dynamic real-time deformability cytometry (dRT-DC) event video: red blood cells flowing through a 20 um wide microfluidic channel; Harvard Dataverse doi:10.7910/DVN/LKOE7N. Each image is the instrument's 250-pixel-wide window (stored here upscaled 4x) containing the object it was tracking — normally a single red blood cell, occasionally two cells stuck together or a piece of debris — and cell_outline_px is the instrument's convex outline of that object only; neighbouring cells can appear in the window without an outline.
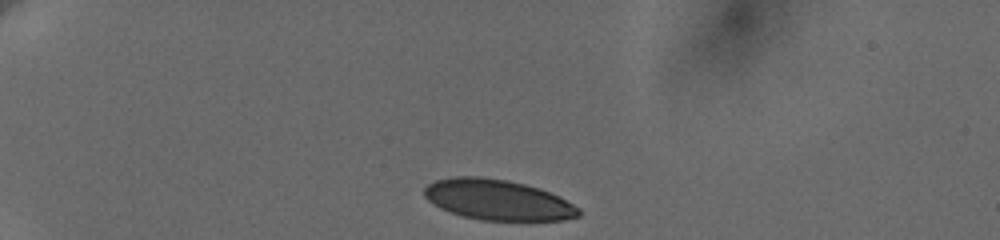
{"species": "human", "species_latin": "Homo sapiens", "temperature_condition": "cold", "stored_images_in_passage": 51, "camera_frame_rate_fps": 3000, "um_per_image_px": 0.085, "donor": {"sex": "female"}, "frame": {"image": 1, "passage_image": 1, "time_ms": 0.0, "image_size_px": [1000, 240], "cell_outline_px": [[580, 216], [564, 220], [480, 220], [464, 216], [440, 208], [432, 204], [424, 196], [424, 188], [428, 184], [436, 180], [456, 176], [480, 176], [508, 180], [540, 188], [560, 196], [580, 208]], "centroid_in_image_um": [42.32, 16.98], "position_along_channel_um": 42.7, "area_um2": 36.53}}
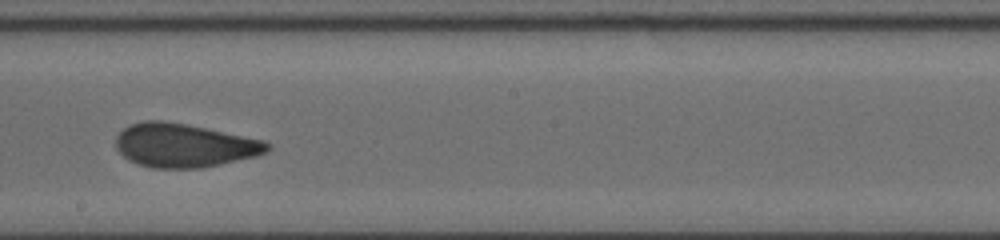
{"frame": {"image": 2, "passage_image": 29, "time_ms": 7.0, "image_size_px": [1000, 240], "cell_outline_px": [[272, 148], [268, 152], [256, 156], [220, 164], [200, 168], [152, 168], [128, 160], [116, 148], [116, 136], [124, 128], [132, 124], [144, 120], [160, 120], [184, 124], [264, 140], [272, 144]], "centroid_in_image_um": [15.67, 12.36], "position_along_channel_um": 232.5, "area_um2": 38.32}}
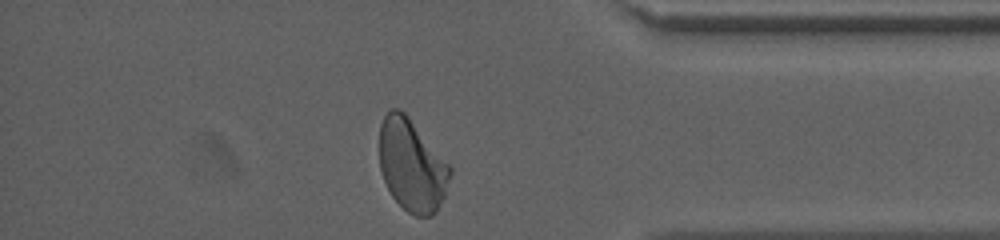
{"frame": {"image": 3, "passage_image": 49, "time_ms": 12.0, "image_size_px": [1000, 240], "cell_outline_px": [[452, 172], [444, 196], [440, 204], [432, 216], [416, 216], [408, 212], [392, 196], [384, 180], [380, 168], [380, 124], [384, 116], [392, 108], [400, 108], [408, 116], [452, 168]], "centroid_in_image_um": [35.0, 14.04], "position_along_channel_um": 400.2, "area_um2": 37.57}, "authors_computed_cell_mechanics": {"area_um2": 38.2058, "velocity_mm_per_s": 3.6365, "shape_relaxation_time_tau1_ms": 7.6685, "shape_relaxation_time_tau2_ms": 1.1053, "deformation_change_tau1": 0.188, "deformation_change_tau2": 0.0525}}